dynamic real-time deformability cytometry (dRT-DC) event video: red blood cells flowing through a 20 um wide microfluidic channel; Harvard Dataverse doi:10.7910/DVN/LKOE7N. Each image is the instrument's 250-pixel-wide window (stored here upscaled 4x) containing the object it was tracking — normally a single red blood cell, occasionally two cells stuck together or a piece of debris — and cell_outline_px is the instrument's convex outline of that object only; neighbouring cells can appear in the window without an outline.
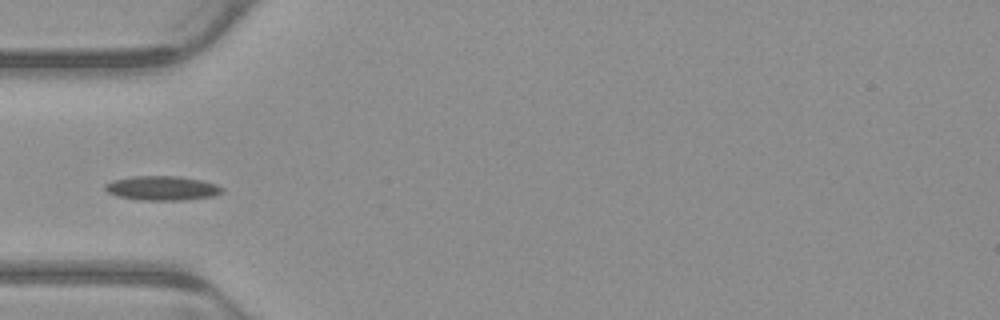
{"species": "common noctule bat (a hibernating species)", "species_latin": "Nyctalus noctula", "temperature_condition": "warm", "stored_images_in_passage": 1, "camera_frame_rate_fps": 3000, "um_per_image_px": 0.085, "animal": {"sex": "male", "body_mass_g": 23.1, "forearm_length_mm": 52.7}, "frame": {"image": 1, "passage_image": 1, "time_ms": 0.0, "image_size_px": [1000, 320], "cell_outline_px": [[224, 192], [216, 196], [184, 200], [140, 200], [116, 196], [108, 192], [104, 188], [104, 184], [112, 180], [132, 176], [180, 176], [204, 180], [216, 184], [224, 188]], "centroid_in_image_um": [13.81, 15.99], "position_along_channel_um": 71.2, "area_um2": 16.94}}